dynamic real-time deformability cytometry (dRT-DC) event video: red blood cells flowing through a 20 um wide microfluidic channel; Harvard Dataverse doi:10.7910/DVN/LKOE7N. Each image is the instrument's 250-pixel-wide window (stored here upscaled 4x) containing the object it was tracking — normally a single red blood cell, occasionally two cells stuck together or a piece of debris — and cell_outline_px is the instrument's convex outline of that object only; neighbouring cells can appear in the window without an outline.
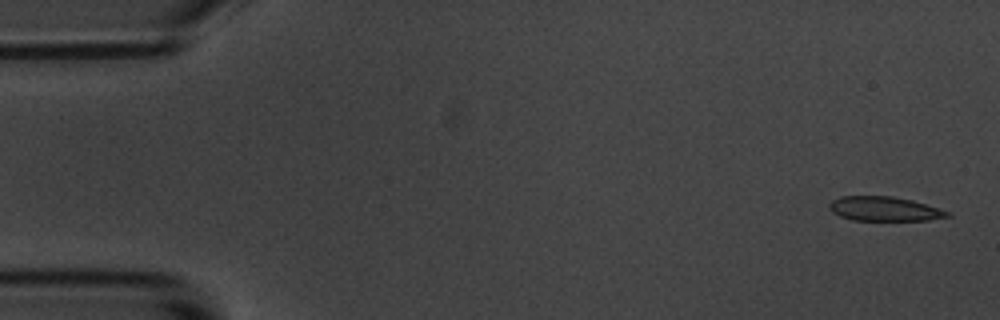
{"species": "common noctule bat (a hibernating species)", "species_latin": "Nyctalus noctula", "temperature_condition": "room temperature", "stored_images_in_passage": 4, "camera_frame_rate_fps": 3000, "um_per_image_px": 0.085, "animal": {"sex": "male", "body_mass_g": 20.1, "forearm_length_mm": 53.5}, "frame": {"image": 1, "passage_image": 1, "time_ms": 0.0, "image_size_px": [1000, 320], "cell_outline_px": [[952, 216], [928, 220], [852, 220], [840, 216], [832, 212], [828, 208], [828, 204], [832, 200], [840, 196], [892, 196], [912, 200], [948, 212]], "centroid_in_image_um": [75.1, 17.75], "position_along_channel_um": 9.9, "area_um2": 16.65}}
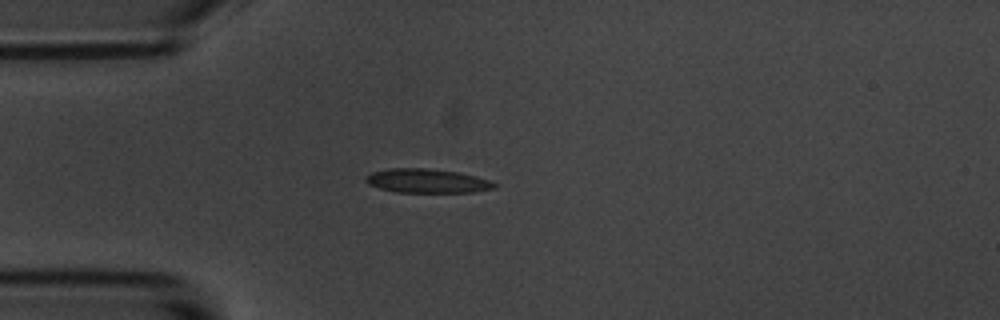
{"frame": {"image": 2, "passage_image": 4, "time_ms": 4.333, "image_size_px": [1000, 320], "cell_outline_px": [[496, 188], [476, 192], [396, 192], [380, 188], [368, 184], [364, 180], [364, 176], [372, 172], [388, 168], [424, 168], [456, 172], [476, 176], [488, 180], [496, 184]], "centroid_in_image_um": [36.27, 15.38], "position_along_channel_um": 48.7, "area_um2": 17.98}}